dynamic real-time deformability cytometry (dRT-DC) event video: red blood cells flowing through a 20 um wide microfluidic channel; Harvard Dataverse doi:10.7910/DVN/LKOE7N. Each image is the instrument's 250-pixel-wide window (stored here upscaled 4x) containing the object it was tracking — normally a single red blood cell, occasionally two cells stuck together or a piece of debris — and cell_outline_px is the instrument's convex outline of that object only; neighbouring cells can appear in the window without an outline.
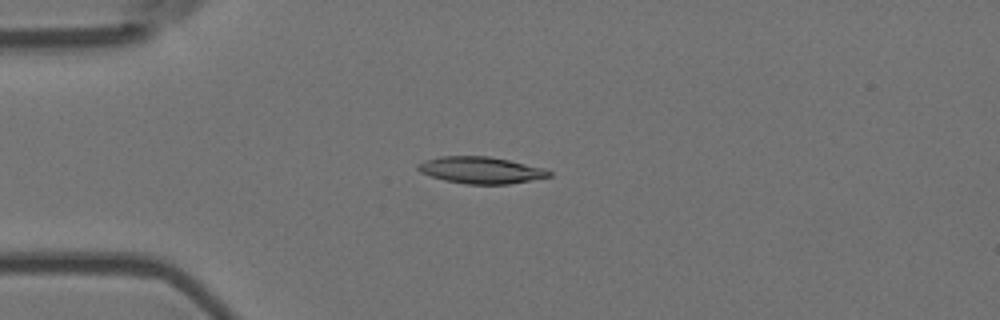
{"species": "Egyptian fruit bat (a non-hibernating species)", "species_latin": "Rousettus aegyptiacus", "temperature_condition": "room temperature", "stored_images_in_passage": 8, "camera_frame_rate_fps": 3000, "um_per_image_px": 0.085, "animal": {"sex": "female"}, "frame": {"image": 1, "passage_image": 3, "time_ms": 0.667, "image_size_px": [1000, 320], "cell_outline_px": [[552, 176], [508, 184], [464, 184], [444, 180], [420, 172], [416, 168], [416, 164], [424, 160], [440, 156], [488, 156], [508, 160], [544, 168], [552, 172]], "centroid_in_image_um": [40.84, 14.46], "position_along_channel_um": 44.2, "area_um2": 20.4}}
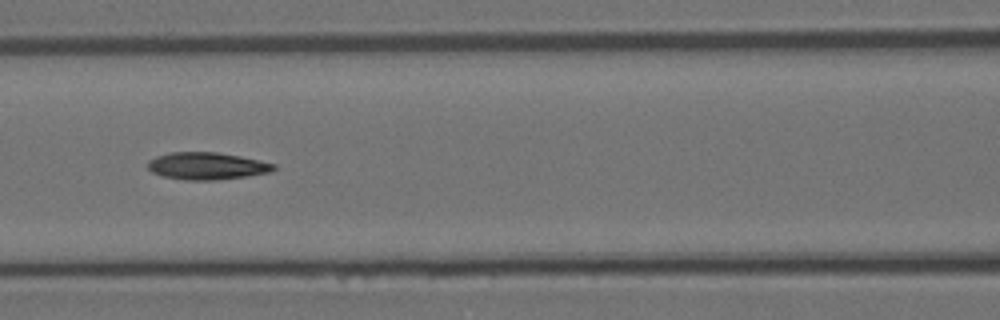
{"frame": {"image": 2, "passage_image": 6, "time_ms": 1.667, "image_size_px": [1000, 320], "cell_outline_px": [[276, 168], [272, 172], [248, 176], [216, 180], [184, 180], [164, 176], [152, 172], [148, 168], [148, 160], [156, 156], [172, 152], [216, 152], [240, 156], [276, 164]], "centroid_in_image_um": [17.6, 14.11], "position_along_channel_um": 149.0, "area_um2": 20.0}}
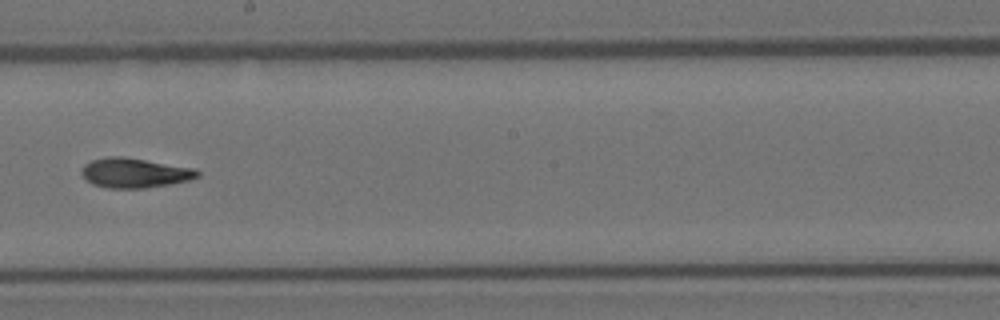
{"frame": {"image": 3, "passage_image": 8, "time_ms": 2.333, "image_size_px": [1000, 320], "cell_outline_px": [[200, 176], [188, 180], [168, 184], [144, 188], [104, 188], [92, 184], [84, 180], [80, 172], [84, 164], [92, 160], [108, 156], [124, 156], [196, 168], [200, 172]], "centroid_in_image_um": [11.41, 14.69], "position_along_channel_um": 236.8, "area_um2": 20.35}}